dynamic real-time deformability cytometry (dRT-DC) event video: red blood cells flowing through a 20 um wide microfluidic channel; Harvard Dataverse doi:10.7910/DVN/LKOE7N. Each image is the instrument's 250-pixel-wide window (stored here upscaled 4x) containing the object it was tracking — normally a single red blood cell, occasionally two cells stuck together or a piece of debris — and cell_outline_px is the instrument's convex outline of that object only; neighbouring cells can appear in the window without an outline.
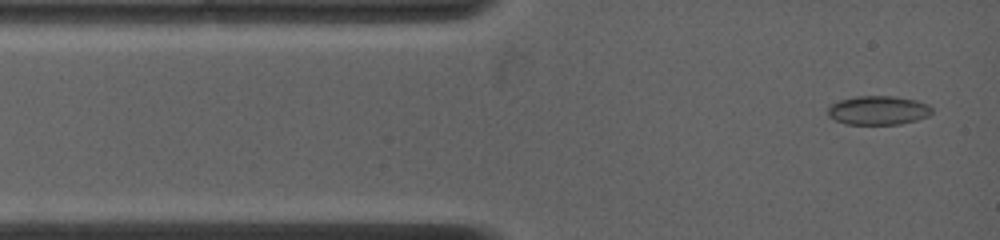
{"species": "common noctule bat (a hibernating species)", "species_latin": "Nyctalus noctula", "temperature_condition": "warm", "stored_images_in_passage": 53, "camera_frame_rate_fps": 4500, "um_per_image_px": 0.085, "animal": {"sex": "female", "body_mass_g": 19.0, "forearm_length_mm": 53.3}, "frame": {"image": 1, "passage_image": 2, "time_ms": 0.222, "image_size_px": [1000, 240], "cell_outline_px": [[932, 112], [928, 116], [916, 120], [900, 124], [844, 124], [828, 116], [828, 104], [840, 100], [856, 96], [892, 96], [916, 100], [928, 104], [932, 108]], "centroid_in_image_um": [74.62, 9.37], "position_along_channel_um": 10.4, "area_um2": 17.63}}
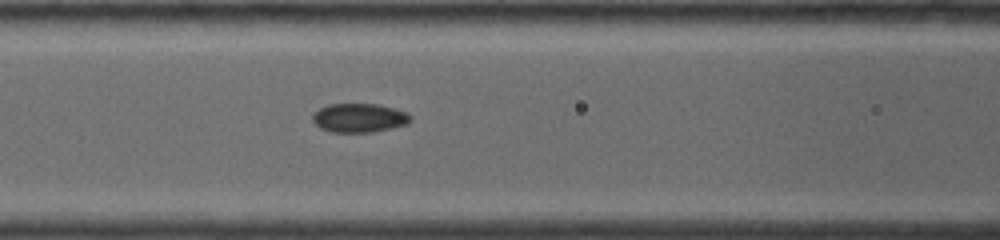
{"frame": {"image": 2, "passage_image": 18, "time_ms": 4.444, "image_size_px": [1000, 240], "cell_outline_px": [[412, 120], [408, 124], [392, 128], [372, 132], [332, 132], [320, 128], [312, 120], [312, 116], [320, 108], [328, 104], [376, 104], [408, 112], [412, 116]], "centroid_in_image_um": [30.56, 10.02], "position_along_channel_um": 136.0, "area_um2": 16.53}}
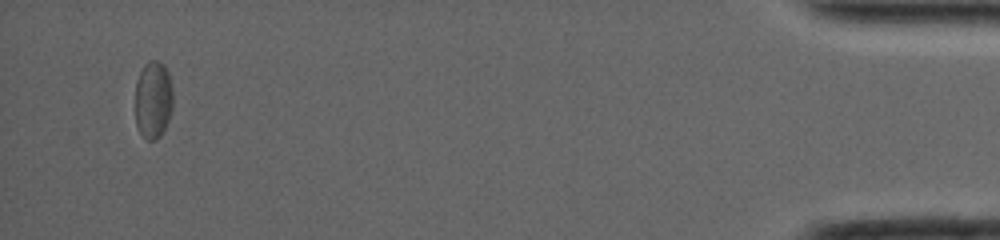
{"frame": {"image": 3, "passage_image": 46, "time_ms": 14.889, "image_size_px": [1000, 240], "cell_outline_px": [[172, 108], [164, 132], [156, 140], [148, 140], [140, 132], [136, 124], [136, 80], [144, 64], [148, 60], [156, 60], [164, 64], [168, 72], [172, 88]], "centroid_in_image_um": [13.03, 8.46], "position_along_channel_um": 422.2, "area_um2": 17.17}, "authors_computed_cell_mechanics": {"area_um2": 16.7042, "velocity_mm_per_s": 3.8671, "shape_relaxation_time_tau1_ms": null, "shape_relaxation_time_tau2_ms": 3.5905, "deformation_change_tau1": null, "deformation_change_tau2": 0.0435}}